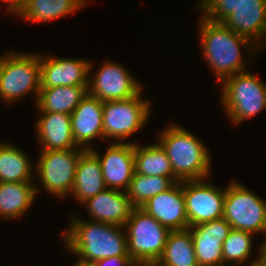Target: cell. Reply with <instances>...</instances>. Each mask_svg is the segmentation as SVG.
I'll use <instances>...</instances> for the list:
<instances>
[{"label":"cell","mask_w":266,"mask_h":266,"mask_svg":"<svg viewBox=\"0 0 266 266\" xmlns=\"http://www.w3.org/2000/svg\"><path fill=\"white\" fill-rule=\"evenodd\" d=\"M263 242L259 244L260 247V259L266 263V234L263 236Z\"/></svg>","instance_id":"d6a6232c"},{"label":"cell","mask_w":266,"mask_h":266,"mask_svg":"<svg viewBox=\"0 0 266 266\" xmlns=\"http://www.w3.org/2000/svg\"><path fill=\"white\" fill-rule=\"evenodd\" d=\"M91 0H23L12 13L19 19L32 23H48L73 15Z\"/></svg>","instance_id":"ffe728a7"},{"label":"cell","mask_w":266,"mask_h":266,"mask_svg":"<svg viewBox=\"0 0 266 266\" xmlns=\"http://www.w3.org/2000/svg\"><path fill=\"white\" fill-rule=\"evenodd\" d=\"M98 266H138L130 255H117L97 261Z\"/></svg>","instance_id":"f546056e"},{"label":"cell","mask_w":266,"mask_h":266,"mask_svg":"<svg viewBox=\"0 0 266 266\" xmlns=\"http://www.w3.org/2000/svg\"><path fill=\"white\" fill-rule=\"evenodd\" d=\"M72 266H98L97 262L77 257Z\"/></svg>","instance_id":"1f68e13d"},{"label":"cell","mask_w":266,"mask_h":266,"mask_svg":"<svg viewBox=\"0 0 266 266\" xmlns=\"http://www.w3.org/2000/svg\"><path fill=\"white\" fill-rule=\"evenodd\" d=\"M74 142L80 148L91 149V141L103 140V102L87 93L70 114ZM90 144V145H89Z\"/></svg>","instance_id":"e0dca14e"},{"label":"cell","mask_w":266,"mask_h":266,"mask_svg":"<svg viewBox=\"0 0 266 266\" xmlns=\"http://www.w3.org/2000/svg\"><path fill=\"white\" fill-rule=\"evenodd\" d=\"M195 5L203 17L213 22H223L239 5L241 0H197Z\"/></svg>","instance_id":"f1b7e54d"},{"label":"cell","mask_w":266,"mask_h":266,"mask_svg":"<svg viewBox=\"0 0 266 266\" xmlns=\"http://www.w3.org/2000/svg\"><path fill=\"white\" fill-rule=\"evenodd\" d=\"M156 263L161 266H199L190 231H171Z\"/></svg>","instance_id":"484cf974"},{"label":"cell","mask_w":266,"mask_h":266,"mask_svg":"<svg viewBox=\"0 0 266 266\" xmlns=\"http://www.w3.org/2000/svg\"><path fill=\"white\" fill-rule=\"evenodd\" d=\"M31 157L13 142L0 140V182L35 183Z\"/></svg>","instance_id":"603a6c76"},{"label":"cell","mask_w":266,"mask_h":266,"mask_svg":"<svg viewBox=\"0 0 266 266\" xmlns=\"http://www.w3.org/2000/svg\"><path fill=\"white\" fill-rule=\"evenodd\" d=\"M247 266H266V263L263 262V261L260 259L259 261H256V262H254V263H251V264H249V265H247Z\"/></svg>","instance_id":"836d02e7"},{"label":"cell","mask_w":266,"mask_h":266,"mask_svg":"<svg viewBox=\"0 0 266 266\" xmlns=\"http://www.w3.org/2000/svg\"><path fill=\"white\" fill-rule=\"evenodd\" d=\"M220 87L219 101L232 125H240L266 109V84L248 70L226 78Z\"/></svg>","instance_id":"277c9868"},{"label":"cell","mask_w":266,"mask_h":266,"mask_svg":"<svg viewBox=\"0 0 266 266\" xmlns=\"http://www.w3.org/2000/svg\"><path fill=\"white\" fill-rule=\"evenodd\" d=\"M91 76H89L88 93L101 102L132 98L144 87L125 66L107 59Z\"/></svg>","instance_id":"8fae6325"},{"label":"cell","mask_w":266,"mask_h":266,"mask_svg":"<svg viewBox=\"0 0 266 266\" xmlns=\"http://www.w3.org/2000/svg\"><path fill=\"white\" fill-rule=\"evenodd\" d=\"M143 266H161L158 263H149V264H145Z\"/></svg>","instance_id":"e575fe53"},{"label":"cell","mask_w":266,"mask_h":266,"mask_svg":"<svg viewBox=\"0 0 266 266\" xmlns=\"http://www.w3.org/2000/svg\"><path fill=\"white\" fill-rule=\"evenodd\" d=\"M106 188L97 155L91 149L84 150L79 157L70 195L82 205Z\"/></svg>","instance_id":"44dd1931"},{"label":"cell","mask_w":266,"mask_h":266,"mask_svg":"<svg viewBox=\"0 0 266 266\" xmlns=\"http://www.w3.org/2000/svg\"><path fill=\"white\" fill-rule=\"evenodd\" d=\"M134 158L136 173L147 176L174 177L167 153L158 142L147 145L135 142Z\"/></svg>","instance_id":"d4e9b609"},{"label":"cell","mask_w":266,"mask_h":266,"mask_svg":"<svg viewBox=\"0 0 266 266\" xmlns=\"http://www.w3.org/2000/svg\"><path fill=\"white\" fill-rule=\"evenodd\" d=\"M83 58H64L40 53V89L56 86H88L94 66Z\"/></svg>","instance_id":"7c38bea8"},{"label":"cell","mask_w":266,"mask_h":266,"mask_svg":"<svg viewBox=\"0 0 266 266\" xmlns=\"http://www.w3.org/2000/svg\"><path fill=\"white\" fill-rule=\"evenodd\" d=\"M158 135L156 141L166 151L177 182L211 176L212 155L206 144L194 133L171 122Z\"/></svg>","instance_id":"3957f363"},{"label":"cell","mask_w":266,"mask_h":266,"mask_svg":"<svg viewBox=\"0 0 266 266\" xmlns=\"http://www.w3.org/2000/svg\"><path fill=\"white\" fill-rule=\"evenodd\" d=\"M110 144V145H109ZM135 142H108L103 154L94 146L91 150L97 155L104 182L107 188L127 191L135 173Z\"/></svg>","instance_id":"4fadbf2b"},{"label":"cell","mask_w":266,"mask_h":266,"mask_svg":"<svg viewBox=\"0 0 266 266\" xmlns=\"http://www.w3.org/2000/svg\"><path fill=\"white\" fill-rule=\"evenodd\" d=\"M208 179L183 181L188 227L223 217L226 188L217 187Z\"/></svg>","instance_id":"30bf717a"},{"label":"cell","mask_w":266,"mask_h":266,"mask_svg":"<svg viewBox=\"0 0 266 266\" xmlns=\"http://www.w3.org/2000/svg\"><path fill=\"white\" fill-rule=\"evenodd\" d=\"M142 92L129 99L103 102V141L127 143L145 127L152 106L150 100L142 98Z\"/></svg>","instance_id":"ba28073f"},{"label":"cell","mask_w":266,"mask_h":266,"mask_svg":"<svg viewBox=\"0 0 266 266\" xmlns=\"http://www.w3.org/2000/svg\"><path fill=\"white\" fill-rule=\"evenodd\" d=\"M222 23L262 52L266 49V0H241Z\"/></svg>","instance_id":"9a60e30c"},{"label":"cell","mask_w":266,"mask_h":266,"mask_svg":"<svg viewBox=\"0 0 266 266\" xmlns=\"http://www.w3.org/2000/svg\"><path fill=\"white\" fill-rule=\"evenodd\" d=\"M199 17L197 33L202 57L219 85L226 78L247 70L249 59L246 62L245 58L257 57L262 52L248 38L233 32L224 23L210 21L202 15Z\"/></svg>","instance_id":"6da1fadb"},{"label":"cell","mask_w":266,"mask_h":266,"mask_svg":"<svg viewBox=\"0 0 266 266\" xmlns=\"http://www.w3.org/2000/svg\"><path fill=\"white\" fill-rule=\"evenodd\" d=\"M177 181L174 177L147 176L134 173L126 193L134 208H140L150 198L171 188Z\"/></svg>","instance_id":"83f0119b"},{"label":"cell","mask_w":266,"mask_h":266,"mask_svg":"<svg viewBox=\"0 0 266 266\" xmlns=\"http://www.w3.org/2000/svg\"><path fill=\"white\" fill-rule=\"evenodd\" d=\"M4 53L0 56V99L11 105L32 93L36 103L40 91V54L13 49Z\"/></svg>","instance_id":"5b68a950"},{"label":"cell","mask_w":266,"mask_h":266,"mask_svg":"<svg viewBox=\"0 0 266 266\" xmlns=\"http://www.w3.org/2000/svg\"><path fill=\"white\" fill-rule=\"evenodd\" d=\"M71 216L69 226L60 236L69 255L72 253L95 262L117 255H129L123 226L91 221L74 213Z\"/></svg>","instance_id":"7a4b0ae2"},{"label":"cell","mask_w":266,"mask_h":266,"mask_svg":"<svg viewBox=\"0 0 266 266\" xmlns=\"http://www.w3.org/2000/svg\"><path fill=\"white\" fill-rule=\"evenodd\" d=\"M231 229L224 217L188 227L199 266L223 265L222 245Z\"/></svg>","instance_id":"5bb4252c"},{"label":"cell","mask_w":266,"mask_h":266,"mask_svg":"<svg viewBox=\"0 0 266 266\" xmlns=\"http://www.w3.org/2000/svg\"><path fill=\"white\" fill-rule=\"evenodd\" d=\"M253 238L254 234L231 229L227 238L222 245L223 264L228 266H244L247 261L248 265L260 260V248H258L259 255L251 259V253L253 252ZM244 263V264H243Z\"/></svg>","instance_id":"4316f807"},{"label":"cell","mask_w":266,"mask_h":266,"mask_svg":"<svg viewBox=\"0 0 266 266\" xmlns=\"http://www.w3.org/2000/svg\"><path fill=\"white\" fill-rule=\"evenodd\" d=\"M88 93V86H56L40 89L36 103L37 112L71 114ZM39 110V111H38Z\"/></svg>","instance_id":"cb8c5ba5"},{"label":"cell","mask_w":266,"mask_h":266,"mask_svg":"<svg viewBox=\"0 0 266 266\" xmlns=\"http://www.w3.org/2000/svg\"><path fill=\"white\" fill-rule=\"evenodd\" d=\"M1 2L6 4V12L11 15L23 0H0Z\"/></svg>","instance_id":"4dcf8cb0"},{"label":"cell","mask_w":266,"mask_h":266,"mask_svg":"<svg viewBox=\"0 0 266 266\" xmlns=\"http://www.w3.org/2000/svg\"><path fill=\"white\" fill-rule=\"evenodd\" d=\"M127 252L138 266L156 263L171 232L141 208H133L124 226Z\"/></svg>","instance_id":"52a82bcc"},{"label":"cell","mask_w":266,"mask_h":266,"mask_svg":"<svg viewBox=\"0 0 266 266\" xmlns=\"http://www.w3.org/2000/svg\"><path fill=\"white\" fill-rule=\"evenodd\" d=\"M82 205L86 206L91 221L123 227L134 208L125 191L110 188L89 198Z\"/></svg>","instance_id":"ac0fdd59"},{"label":"cell","mask_w":266,"mask_h":266,"mask_svg":"<svg viewBox=\"0 0 266 266\" xmlns=\"http://www.w3.org/2000/svg\"><path fill=\"white\" fill-rule=\"evenodd\" d=\"M140 208L170 231L188 229L183 182H176L168 190L150 198Z\"/></svg>","instance_id":"2e32d148"},{"label":"cell","mask_w":266,"mask_h":266,"mask_svg":"<svg viewBox=\"0 0 266 266\" xmlns=\"http://www.w3.org/2000/svg\"><path fill=\"white\" fill-rule=\"evenodd\" d=\"M84 148H73L69 150H40L37 161L34 164V177L39 179L35 182L37 196L40 187H44L46 193L51 197L63 200L70 197L72 192L76 168ZM39 186V187H38Z\"/></svg>","instance_id":"8992f818"},{"label":"cell","mask_w":266,"mask_h":266,"mask_svg":"<svg viewBox=\"0 0 266 266\" xmlns=\"http://www.w3.org/2000/svg\"><path fill=\"white\" fill-rule=\"evenodd\" d=\"M35 183L0 182V217L19 220L32 209L37 198Z\"/></svg>","instance_id":"7402d4cb"},{"label":"cell","mask_w":266,"mask_h":266,"mask_svg":"<svg viewBox=\"0 0 266 266\" xmlns=\"http://www.w3.org/2000/svg\"><path fill=\"white\" fill-rule=\"evenodd\" d=\"M35 133L41 150H69L80 148L74 142L69 114L39 112Z\"/></svg>","instance_id":"d6986e66"},{"label":"cell","mask_w":266,"mask_h":266,"mask_svg":"<svg viewBox=\"0 0 266 266\" xmlns=\"http://www.w3.org/2000/svg\"><path fill=\"white\" fill-rule=\"evenodd\" d=\"M223 217L233 229L266 234V200L237 179L226 186Z\"/></svg>","instance_id":"9c48e42d"}]
</instances>
